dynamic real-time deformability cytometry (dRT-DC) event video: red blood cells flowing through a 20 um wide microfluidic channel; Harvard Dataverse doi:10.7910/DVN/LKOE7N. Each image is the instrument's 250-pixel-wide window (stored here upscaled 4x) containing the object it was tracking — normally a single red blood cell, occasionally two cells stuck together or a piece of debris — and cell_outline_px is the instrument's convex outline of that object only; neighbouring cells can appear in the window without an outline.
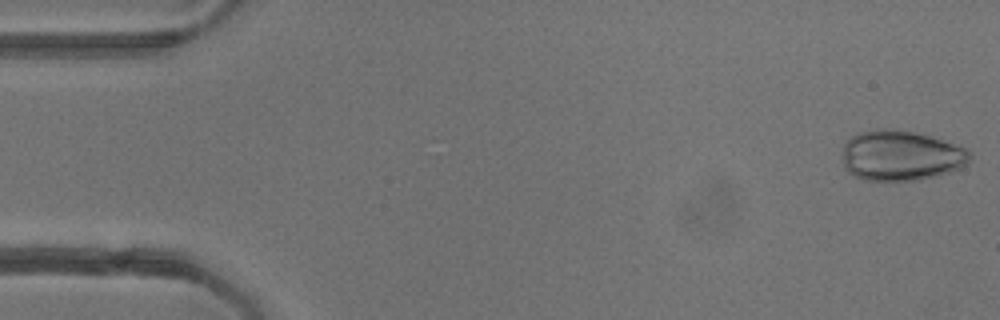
{"species": "common noctule bat (a hibernating species)", "species_latin": "Nyctalus noctula", "temperature_condition": "warm", "stored_images_in_passage": 52, "camera_frame_rate_fps": 3000, "um_per_image_px": 0.085, "animal": {"sex": "female"}, "frame": {"image": 1, "passage_image": 1, "time_ms": 0.0, "image_size_px": [1000, 320], "cell_outline_px": [[972, 156], [968, 164], [960, 168], [936, 176], [916, 180], [864, 180], [848, 172], [844, 164], [844, 144], [852, 136], [860, 132], [876, 128], [892, 128], [912, 132], [928, 136], [968, 148], [972, 152]], "centroid_in_image_um": [76.61, 13.22], "position_along_channel_um": 8.4, "area_um2": 37.28}}
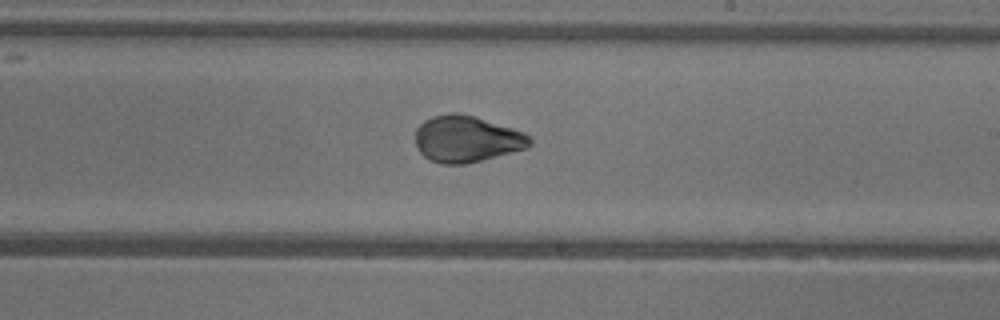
{"frame": {"image": 2, "passage_image": 30, "time_ms": 9.667, "image_size_px": [1000, 320], "cell_outline_px": [[532, 144], [528, 148], [464, 164], [444, 164], [432, 160], [424, 156], [420, 152], [416, 144], [416, 128], [424, 120], [432, 116], [448, 112], [460, 112], [476, 116], [524, 132], [532, 136]], "centroid_in_image_um": [39.68, 11.78], "position_along_channel_um": 249.3, "area_um2": 31.15}}
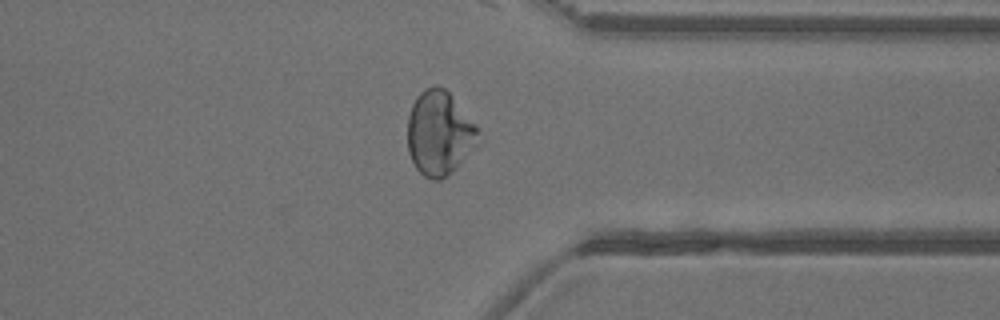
{"frame": {"image": 3, "passage_image": 40, "time_ms": 13.0, "image_size_px": [1000, 320], "cell_outline_px": [[484, 140], [452, 172], [440, 180], [432, 180], [424, 176], [416, 168], [408, 152], [408, 116], [412, 104], [416, 96], [424, 88], [436, 84], [444, 88], [452, 96], [480, 128]], "centroid_in_image_um": [37.4, 11.32], "position_along_channel_um": 374.0, "area_um2": 35.55}}